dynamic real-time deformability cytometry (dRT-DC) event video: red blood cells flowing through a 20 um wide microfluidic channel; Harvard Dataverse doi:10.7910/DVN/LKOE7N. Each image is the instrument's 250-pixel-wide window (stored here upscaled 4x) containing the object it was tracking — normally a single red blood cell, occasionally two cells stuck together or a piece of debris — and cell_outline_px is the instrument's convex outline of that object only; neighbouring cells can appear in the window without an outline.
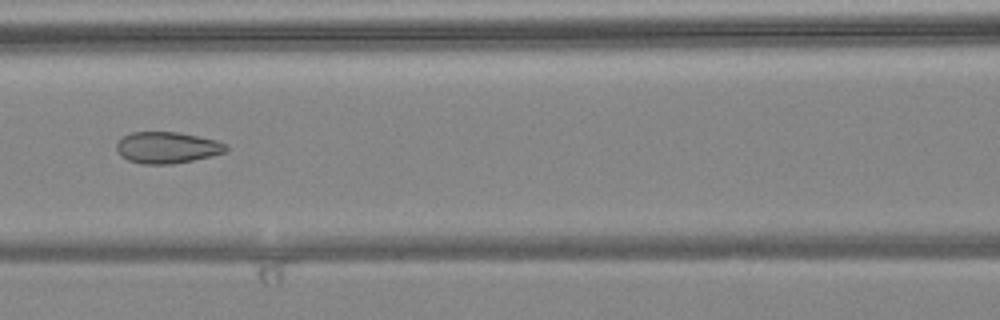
{"species": "common noctule bat (a hibernating species)", "species_latin": "Nyctalus noctula", "temperature_condition": "warm", "stored_images_in_passage": 9, "camera_frame_rate_fps": 3000, "um_per_image_px": 0.085, "animal": {"sex": "female", "body_mass_g": 24.6, "forearm_length_mm": 56.2}, "frame": {"image": 1, "passage_image": 7, "time_ms": 2.0, "image_size_px": [1000, 320], "cell_outline_px": [[228, 148], [224, 152], [192, 160], [172, 164], [144, 164], [128, 160], [120, 156], [116, 148], [116, 144], [124, 136], [132, 132], [176, 132], [216, 140], [228, 144]], "centroid_in_image_um": [14.18, 12.54], "position_along_channel_um": 152.4, "area_um2": 19.83}}
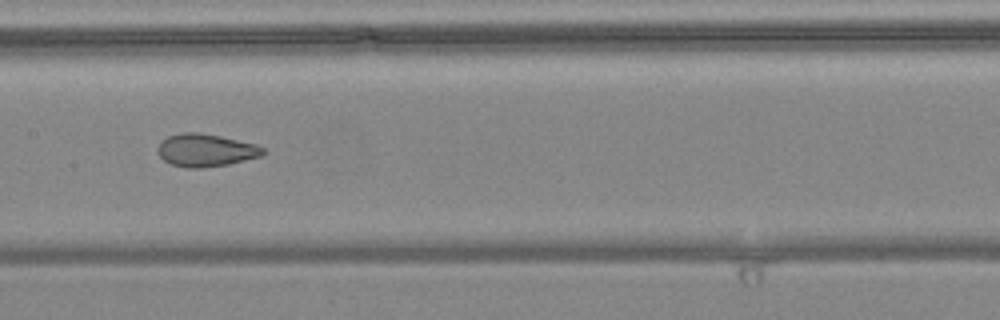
{"frame": {"image": 2, "passage_image": 8, "time_ms": 2.333, "image_size_px": [1000, 320], "cell_outline_px": [[264, 152], [260, 156], [228, 164], [200, 168], [184, 168], [172, 164], [164, 160], [156, 152], [156, 148], [160, 140], [168, 136], [184, 132], [200, 132], [220, 136], [256, 144], [264, 148]], "centroid_in_image_um": [17.43, 12.76], "position_along_channel_um": 190.0, "area_um2": 20.11}}
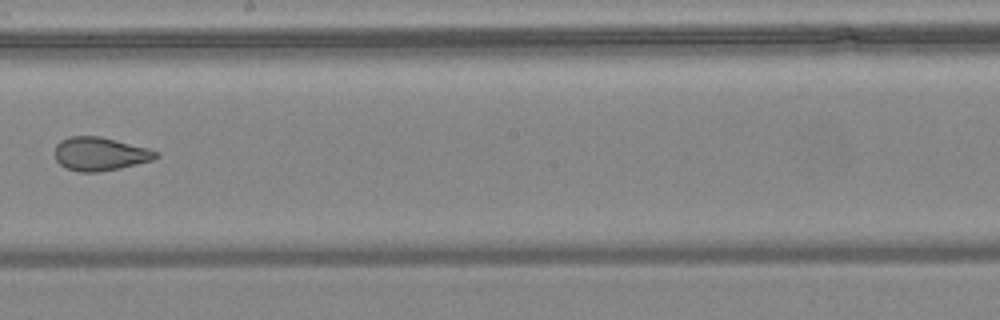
{"frame": {"image": 3, "passage_image": 9, "time_ms": 2.667, "image_size_px": [1000, 320], "cell_outline_px": [[160, 156], [152, 160], [120, 168], [100, 172], [80, 172], [68, 168], [60, 164], [56, 160], [56, 144], [60, 140], [68, 136], [100, 136], [148, 148], [160, 152]], "centroid_in_image_um": [8.52, 13.07], "position_along_channel_um": 239.7, "area_um2": 19.71}}